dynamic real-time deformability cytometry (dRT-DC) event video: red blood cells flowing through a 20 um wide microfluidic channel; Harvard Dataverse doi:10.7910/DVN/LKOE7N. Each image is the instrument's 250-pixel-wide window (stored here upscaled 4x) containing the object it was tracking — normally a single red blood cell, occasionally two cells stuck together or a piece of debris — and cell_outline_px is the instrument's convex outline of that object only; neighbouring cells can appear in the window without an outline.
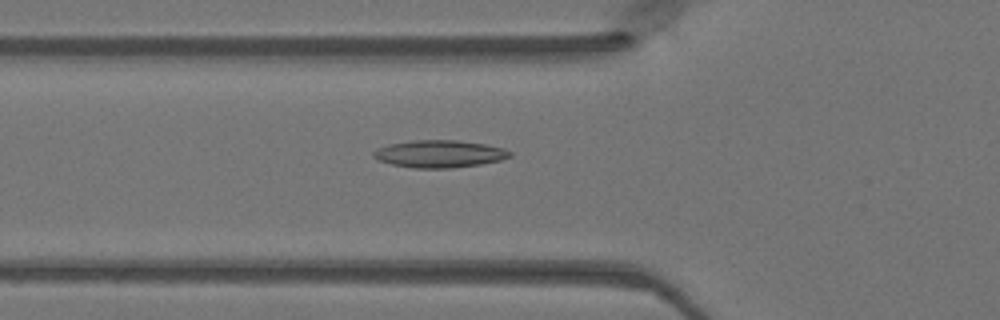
{"species": "Egyptian fruit bat (a non-hibernating species)", "species_latin": "Rousettus aegyptiacus", "temperature_condition": "warm", "stored_images_in_passage": 42, "segment_of_instrument_passage": [1, 2], "camera_frame_rate_fps": 3000, "um_per_image_px": 0.085, "animal": {"sex": "female"}, "frame": {"image": 1, "passage_image": 10, "time_ms": 3.0, "image_size_px": [1000, 320], "cell_outline_px": [[512, 156], [500, 160], [480, 164], [452, 168], [412, 168], [392, 164], [376, 160], [372, 156], [372, 152], [376, 148], [388, 144], [416, 140], [456, 140], [484, 144], [504, 148], [512, 152]], "centroid_in_image_um": [37.32, 13.08], "position_along_channel_um": 88.5, "area_um2": 21.85}}
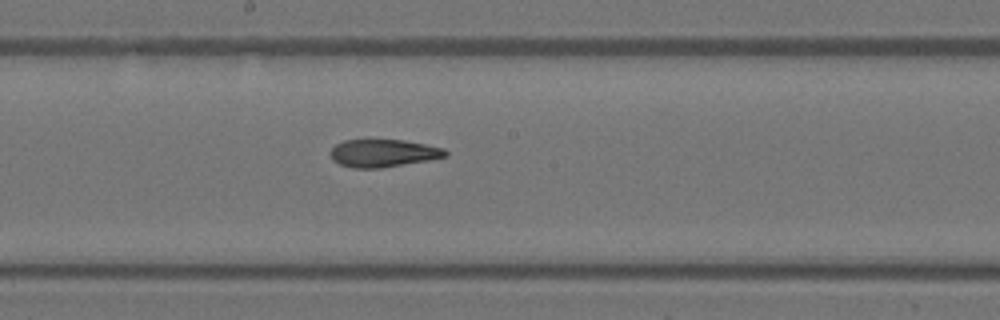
{"frame": {"image": 2, "passage_image": 19, "time_ms": 6.0, "image_size_px": [1000, 320], "cell_outline_px": [[448, 156], [428, 160], [380, 168], [352, 168], [340, 164], [332, 160], [328, 152], [336, 144], [344, 140], [404, 140], [444, 148], [448, 152]], "centroid_in_image_um": [32.55, 13.02], "position_along_channel_um": 215.7, "area_um2": 18.55}}
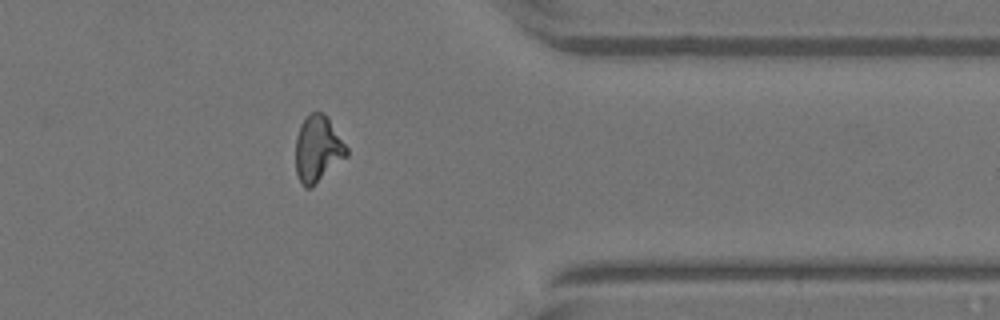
{"frame": {"image": 3, "passage_image": 32, "time_ms": 10.333, "image_size_px": [1000, 320], "cell_outline_px": [[348, 156], [312, 188], [304, 188], [300, 184], [296, 172], [296, 136], [300, 124], [312, 112], [324, 112], [328, 116], [348, 148]], "centroid_in_image_um": [27.02, 12.68], "position_along_channel_um": 384.4, "area_um2": 20.06}}